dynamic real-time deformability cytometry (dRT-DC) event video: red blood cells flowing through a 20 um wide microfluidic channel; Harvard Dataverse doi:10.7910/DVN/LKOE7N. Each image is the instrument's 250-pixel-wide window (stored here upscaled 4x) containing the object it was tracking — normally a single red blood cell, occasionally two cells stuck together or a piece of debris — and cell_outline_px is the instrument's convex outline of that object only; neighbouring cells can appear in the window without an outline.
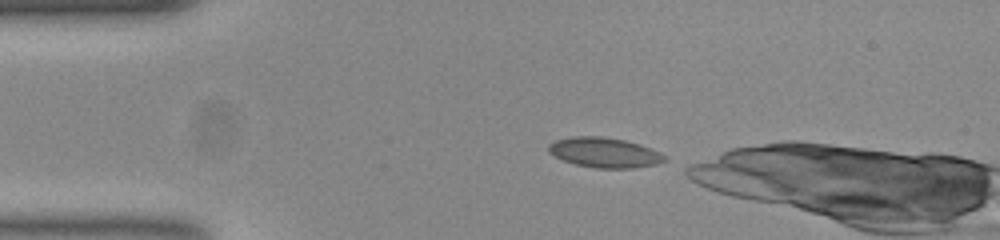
{"species": "common noctule bat (a hibernating species)", "species_latin": "Nyctalus noctula", "temperature_condition": "room temperature", "stored_images_in_passage": 34, "camera_frame_rate_fps": 3000, "um_per_image_px": 0.085, "animal": {"sex": "female", "body_mass_g": 23.0, "forearm_length_mm": 53.4}, "frame": {"image": 1, "passage_image": 1, "time_ms": 0.0, "image_size_px": [1000, 240], "cell_outline_px": [[668, 160], [656, 164], [632, 168], [596, 168], [576, 164], [564, 160], [548, 152], [548, 144], [556, 140], [576, 136], [604, 136], [624, 140], [640, 144], [660, 152], [668, 156]], "centroid_in_image_um": [51.42, 12.96], "position_along_channel_um": 33.6, "area_um2": 20.29}}
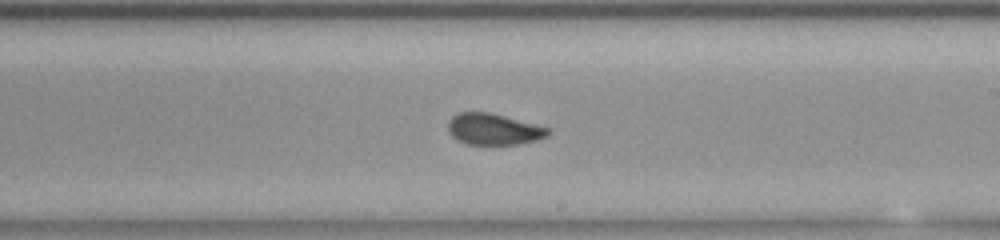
{"frame": {"image": 2, "passage_image": 21, "time_ms": 6.667, "image_size_px": [1000, 240], "cell_outline_px": [[548, 136], [536, 140], [516, 144], [468, 144], [452, 136], [448, 132], [448, 120], [452, 116], [460, 112], [492, 112], [548, 128]], "centroid_in_image_um": [41.92, 10.97], "position_along_channel_um": 247.1, "area_um2": 18.03}}
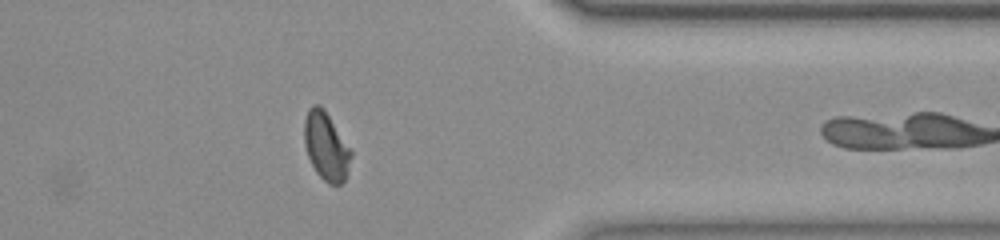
{"frame": {"image": 3, "passage_image": 33, "time_ms": 10.667, "image_size_px": [1000, 240], "cell_outline_px": [[352, 156], [348, 172], [344, 180], [340, 184], [328, 184], [316, 172], [308, 156], [304, 144], [304, 120], [308, 108], [312, 104], [320, 104], [324, 108], [352, 152]], "centroid_in_image_um": [27.7, 12.41], "position_along_channel_um": 383.7, "area_um2": 18.55}}